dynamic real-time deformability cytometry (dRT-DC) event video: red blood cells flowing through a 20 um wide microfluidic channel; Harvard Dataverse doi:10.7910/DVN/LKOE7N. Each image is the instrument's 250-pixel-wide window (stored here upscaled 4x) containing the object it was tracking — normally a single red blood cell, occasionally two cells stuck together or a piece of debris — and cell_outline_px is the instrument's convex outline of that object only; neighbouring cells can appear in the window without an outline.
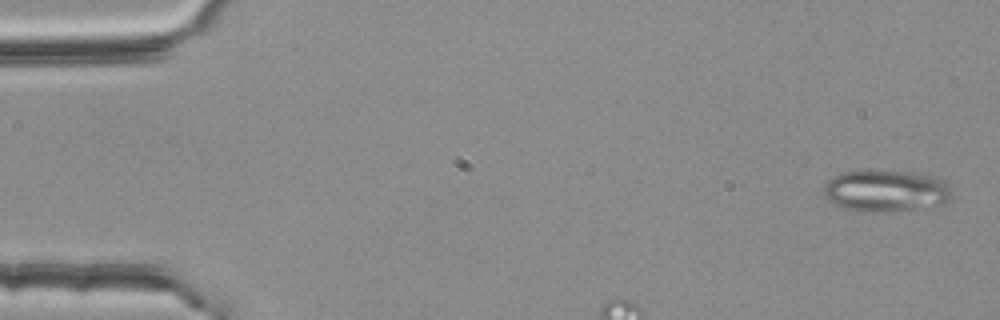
{"species": "common noctule bat (a hibernating species)", "species_latin": "Nyctalus noctula", "temperature_condition": "room temperature", "stored_images_in_passage": 9, "camera_frame_rate_fps": 3000, "um_per_image_px": 0.085, "animal": {"sex": "female", "body_mass_g": 25.1}, "frame": {"image": 1, "passage_image": 2, "time_ms": 0.333, "image_size_px": [1000, 320], "cell_outline_px": [[952, 192], [948, 200], [940, 204], [912, 208], [868, 212], [844, 208], [828, 200], [824, 196], [824, 184], [832, 176], [840, 172], [868, 168], [916, 172], [940, 180]], "centroid_in_image_um": [75.18, 16.16], "position_along_channel_um": 9.8, "area_um2": 31.04}}